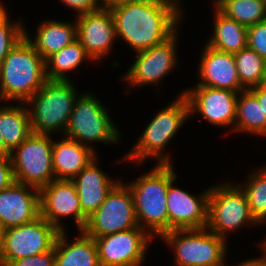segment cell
Listing matches in <instances>:
<instances>
[{
    "instance_id": "6da1fadb",
    "label": "cell",
    "mask_w": 266,
    "mask_h": 266,
    "mask_svg": "<svg viewBox=\"0 0 266 266\" xmlns=\"http://www.w3.org/2000/svg\"><path fill=\"white\" fill-rule=\"evenodd\" d=\"M177 0H134L111 9L116 38L122 37L137 52L173 36L180 22Z\"/></svg>"
},
{
    "instance_id": "7a4b0ae2",
    "label": "cell",
    "mask_w": 266,
    "mask_h": 266,
    "mask_svg": "<svg viewBox=\"0 0 266 266\" xmlns=\"http://www.w3.org/2000/svg\"><path fill=\"white\" fill-rule=\"evenodd\" d=\"M46 80L45 60L24 36L0 65V100L26 104Z\"/></svg>"
},
{
    "instance_id": "3957f363",
    "label": "cell",
    "mask_w": 266,
    "mask_h": 266,
    "mask_svg": "<svg viewBox=\"0 0 266 266\" xmlns=\"http://www.w3.org/2000/svg\"><path fill=\"white\" fill-rule=\"evenodd\" d=\"M127 186L133 196L139 227L145 230L146 226L150 235L161 238L168 232V164L157 163L151 171Z\"/></svg>"
},
{
    "instance_id": "277c9868",
    "label": "cell",
    "mask_w": 266,
    "mask_h": 266,
    "mask_svg": "<svg viewBox=\"0 0 266 266\" xmlns=\"http://www.w3.org/2000/svg\"><path fill=\"white\" fill-rule=\"evenodd\" d=\"M71 80H46L26 103L32 133L50 135L68 126L75 101L79 96ZM32 111V112H30Z\"/></svg>"
},
{
    "instance_id": "5b68a950",
    "label": "cell",
    "mask_w": 266,
    "mask_h": 266,
    "mask_svg": "<svg viewBox=\"0 0 266 266\" xmlns=\"http://www.w3.org/2000/svg\"><path fill=\"white\" fill-rule=\"evenodd\" d=\"M189 115V104L182 93L151 120L133 150L123 160H136L139 165L144 159L154 157L159 160L158 164H171L169 156L161 152Z\"/></svg>"
},
{
    "instance_id": "8992f818",
    "label": "cell",
    "mask_w": 266,
    "mask_h": 266,
    "mask_svg": "<svg viewBox=\"0 0 266 266\" xmlns=\"http://www.w3.org/2000/svg\"><path fill=\"white\" fill-rule=\"evenodd\" d=\"M161 237L173 245L177 266H224L226 240L207 227L175 229Z\"/></svg>"
},
{
    "instance_id": "52a82bcc",
    "label": "cell",
    "mask_w": 266,
    "mask_h": 266,
    "mask_svg": "<svg viewBox=\"0 0 266 266\" xmlns=\"http://www.w3.org/2000/svg\"><path fill=\"white\" fill-rule=\"evenodd\" d=\"M52 148L49 135L31 133L10 155L15 182L40 189L55 179Z\"/></svg>"
},
{
    "instance_id": "ba28073f",
    "label": "cell",
    "mask_w": 266,
    "mask_h": 266,
    "mask_svg": "<svg viewBox=\"0 0 266 266\" xmlns=\"http://www.w3.org/2000/svg\"><path fill=\"white\" fill-rule=\"evenodd\" d=\"M65 134L84 145H88V141L115 143L120 138L107 110L89 93L80 95L75 101Z\"/></svg>"
},
{
    "instance_id": "9c48e42d",
    "label": "cell",
    "mask_w": 266,
    "mask_h": 266,
    "mask_svg": "<svg viewBox=\"0 0 266 266\" xmlns=\"http://www.w3.org/2000/svg\"><path fill=\"white\" fill-rule=\"evenodd\" d=\"M258 223L252 216L242 187L223 184L210 188L207 228L226 239V232L239 229L245 223Z\"/></svg>"
},
{
    "instance_id": "30bf717a",
    "label": "cell",
    "mask_w": 266,
    "mask_h": 266,
    "mask_svg": "<svg viewBox=\"0 0 266 266\" xmlns=\"http://www.w3.org/2000/svg\"><path fill=\"white\" fill-rule=\"evenodd\" d=\"M60 230L42 216L20 226L5 229L0 252L3 266L11 261L51 251Z\"/></svg>"
},
{
    "instance_id": "8fae6325",
    "label": "cell",
    "mask_w": 266,
    "mask_h": 266,
    "mask_svg": "<svg viewBox=\"0 0 266 266\" xmlns=\"http://www.w3.org/2000/svg\"><path fill=\"white\" fill-rule=\"evenodd\" d=\"M137 227L132 193L127 185L119 182L99 208L87 218L82 231L89 237L98 238Z\"/></svg>"
},
{
    "instance_id": "7c38bea8",
    "label": "cell",
    "mask_w": 266,
    "mask_h": 266,
    "mask_svg": "<svg viewBox=\"0 0 266 266\" xmlns=\"http://www.w3.org/2000/svg\"><path fill=\"white\" fill-rule=\"evenodd\" d=\"M143 228H130L94 238L101 266H141L152 235ZM149 240V241H148Z\"/></svg>"
},
{
    "instance_id": "4fadbf2b",
    "label": "cell",
    "mask_w": 266,
    "mask_h": 266,
    "mask_svg": "<svg viewBox=\"0 0 266 266\" xmlns=\"http://www.w3.org/2000/svg\"><path fill=\"white\" fill-rule=\"evenodd\" d=\"M176 177L172 164H168V232L175 229L207 227L210 188L201 196L195 197L173 186Z\"/></svg>"
},
{
    "instance_id": "5bb4252c",
    "label": "cell",
    "mask_w": 266,
    "mask_h": 266,
    "mask_svg": "<svg viewBox=\"0 0 266 266\" xmlns=\"http://www.w3.org/2000/svg\"><path fill=\"white\" fill-rule=\"evenodd\" d=\"M40 216L58 230L64 231L60 218L74 216L80 231L86 225L87 218L82 214L76 187L72 180L53 179L39 189Z\"/></svg>"
},
{
    "instance_id": "9a60e30c",
    "label": "cell",
    "mask_w": 266,
    "mask_h": 266,
    "mask_svg": "<svg viewBox=\"0 0 266 266\" xmlns=\"http://www.w3.org/2000/svg\"><path fill=\"white\" fill-rule=\"evenodd\" d=\"M183 95L188 101L190 115L198 111L216 126L235 124L238 92L197 85Z\"/></svg>"
},
{
    "instance_id": "2e32d148",
    "label": "cell",
    "mask_w": 266,
    "mask_h": 266,
    "mask_svg": "<svg viewBox=\"0 0 266 266\" xmlns=\"http://www.w3.org/2000/svg\"><path fill=\"white\" fill-rule=\"evenodd\" d=\"M176 33L163 43L137 52L135 63L124 75L131 86L158 83L177 64Z\"/></svg>"
},
{
    "instance_id": "e0dca14e",
    "label": "cell",
    "mask_w": 266,
    "mask_h": 266,
    "mask_svg": "<svg viewBox=\"0 0 266 266\" xmlns=\"http://www.w3.org/2000/svg\"><path fill=\"white\" fill-rule=\"evenodd\" d=\"M77 39L90 60H99L108 54L116 38L115 24L110 10H98L78 15Z\"/></svg>"
},
{
    "instance_id": "ac0fdd59",
    "label": "cell",
    "mask_w": 266,
    "mask_h": 266,
    "mask_svg": "<svg viewBox=\"0 0 266 266\" xmlns=\"http://www.w3.org/2000/svg\"><path fill=\"white\" fill-rule=\"evenodd\" d=\"M39 216V189L14 182L0 191V224L4 230L29 223Z\"/></svg>"
},
{
    "instance_id": "d6986e66",
    "label": "cell",
    "mask_w": 266,
    "mask_h": 266,
    "mask_svg": "<svg viewBox=\"0 0 266 266\" xmlns=\"http://www.w3.org/2000/svg\"><path fill=\"white\" fill-rule=\"evenodd\" d=\"M199 67L201 82L196 85L238 93L245 90L238 77L234 54L218 51L206 44Z\"/></svg>"
},
{
    "instance_id": "ffe728a7",
    "label": "cell",
    "mask_w": 266,
    "mask_h": 266,
    "mask_svg": "<svg viewBox=\"0 0 266 266\" xmlns=\"http://www.w3.org/2000/svg\"><path fill=\"white\" fill-rule=\"evenodd\" d=\"M72 182L76 187L82 214L88 218L120 181H111L97 167L95 158L72 179Z\"/></svg>"
},
{
    "instance_id": "44dd1931",
    "label": "cell",
    "mask_w": 266,
    "mask_h": 266,
    "mask_svg": "<svg viewBox=\"0 0 266 266\" xmlns=\"http://www.w3.org/2000/svg\"><path fill=\"white\" fill-rule=\"evenodd\" d=\"M92 146L64 138L53 141L52 162L55 179L72 180L95 156Z\"/></svg>"
},
{
    "instance_id": "7402d4cb",
    "label": "cell",
    "mask_w": 266,
    "mask_h": 266,
    "mask_svg": "<svg viewBox=\"0 0 266 266\" xmlns=\"http://www.w3.org/2000/svg\"><path fill=\"white\" fill-rule=\"evenodd\" d=\"M80 233L68 245L65 231L59 232L54 244L55 266H101L94 238Z\"/></svg>"
},
{
    "instance_id": "603a6c76",
    "label": "cell",
    "mask_w": 266,
    "mask_h": 266,
    "mask_svg": "<svg viewBox=\"0 0 266 266\" xmlns=\"http://www.w3.org/2000/svg\"><path fill=\"white\" fill-rule=\"evenodd\" d=\"M24 36L46 60L77 39V24L76 21L71 24L63 21H44L38 27L35 40H31L26 31H24Z\"/></svg>"
},
{
    "instance_id": "cb8c5ba5",
    "label": "cell",
    "mask_w": 266,
    "mask_h": 266,
    "mask_svg": "<svg viewBox=\"0 0 266 266\" xmlns=\"http://www.w3.org/2000/svg\"><path fill=\"white\" fill-rule=\"evenodd\" d=\"M214 33L208 46L222 52L236 54L247 47V27L226 17L216 7Z\"/></svg>"
},
{
    "instance_id": "d4e9b609",
    "label": "cell",
    "mask_w": 266,
    "mask_h": 266,
    "mask_svg": "<svg viewBox=\"0 0 266 266\" xmlns=\"http://www.w3.org/2000/svg\"><path fill=\"white\" fill-rule=\"evenodd\" d=\"M21 106L9 105L0 108V133L5 146L11 152L32 133L29 111Z\"/></svg>"
},
{
    "instance_id": "484cf974",
    "label": "cell",
    "mask_w": 266,
    "mask_h": 266,
    "mask_svg": "<svg viewBox=\"0 0 266 266\" xmlns=\"http://www.w3.org/2000/svg\"><path fill=\"white\" fill-rule=\"evenodd\" d=\"M237 97L236 119L233 125L236 131L266 135V114L257 98L249 91L243 90Z\"/></svg>"
},
{
    "instance_id": "4316f807",
    "label": "cell",
    "mask_w": 266,
    "mask_h": 266,
    "mask_svg": "<svg viewBox=\"0 0 266 266\" xmlns=\"http://www.w3.org/2000/svg\"><path fill=\"white\" fill-rule=\"evenodd\" d=\"M86 58L90 59L85 48L76 39L45 60L46 78L48 80H70L66 73L78 68Z\"/></svg>"
},
{
    "instance_id": "83f0119b",
    "label": "cell",
    "mask_w": 266,
    "mask_h": 266,
    "mask_svg": "<svg viewBox=\"0 0 266 266\" xmlns=\"http://www.w3.org/2000/svg\"><path fill=\"white\" fill-rule=\"evenodd\" d=\"M215 7L226 17L246 27L266 21L264 0H216Z\"/></svg>"
},
{
    "instance_id": "f1b7e54d",
    "label": "cell",
    "mask_w": 266,
    "mask_h": 266,
    "mask_svg": "<svg viewBox=\"0 0 266 266\" xmlns=\"http://www.w3.org/2000/svg\"><path fill=\"white\" fill-rule=\"evenodd\" d=\"M238 77L242 87L248 90L261 85L266 61L248 46L234 54Z\"/></svg>"
},
{
    "instance_id": "f546056e",
    "label": "cell",
    "mask_w": 266,
    "mask_h": 266,
    "mask_svg": "<svg viewBox=\"0 0 266 266\" xmlns=\"http://www.w3.org/2000/svg\"><path fill=\"white\" fill-rule=\"evenodd\" d=\"M242 190L255 220L259 224L266 221V167L250 175Z\"/></svg>"
},
{
    "instance_id": "4dcf8cb0",
    "label": "cell",
    "mask_w": 266,
    "mask_h": 266,
    "mask_svg": "<svg viewBox=\"0 0 266 266\" xmlns=\"http://www.w3.org/2000/svg\"><path fill=\"white\" fill-rule=\"evenodd\" d=\"M13 23L9 21L8 16L0 23V65L15 44L24 37L22 24Z\"/></svg>"
},
{
    "instance_id": "1f68e13d",
    "label": "cell",
    "mask_w": 266,
    "mask_h": 266,
    "mask_svg": "<svg viewBox=\"0 0 266 266\" xmlns=\"http://www.w3.org/2000/svg\"><path fill=\"white\" fill-rule=\"evenodd\" d=\"M247 46L266 61V21L247 27Z\"/></svg>"
},
{
    "instance_id": "d6a6232c",
    "label": "cell",
    "mask_w": 266,
    "mask_h": 266,
    "mask_svg": "<svg viewBox=\"0 0 266 266\" xmlns=\"http://www.w3.org/2000/svg\"><path fill=\"white\" fill-rule=\"evenodd\" d=\"M7 266H55L54 248L39 255L11 261Z\"/></svg>"
},
{
    "instance_id": "836d02e7",
    "label": "cell",
    "mask_w": 266,
    "mask_h": 266,
    "mask_svg": "<svg viewBox=\"0 0 266 266\" xmlns=\"http://www.w3.org/2000/svg\"><path fill=\"white\" fill-rule=\"evenodd\" d=\"M14 182L11 158L0 156V191L10 187Z\"/></svg>"
},
{
    "instance_id": "e575fe53",
    "label": "cell",
    "mask_w": 266,
    "mask_h": 266,
    "mask_svg": "<svg viewBox=\"0 0 266 266\" xmlns=\"http://www.w3.org/2000/svg\"><path fill=\"white\" fill-rule=\"evenodd\" d=\"M73 10H77L78 15L100 10L97 0H60Z\"/></svg>"
},
{
    "instance_id": "d590c367",
    "label": "cell",
    "mask_w": 266,
    "mask_h": 266,
    "mask_svg": "<svg viewBox=\"0 0 266 266\" xmlns=\"http://www.w3.org/2000/svg\"><path fill=\"white\" fill-rule=\"evenodd\" d=\"M248 90L257 98L258 103L261 104V107L266 114V89L261 85H258Z\"/></svg>"
},
{
    "instance_id": "8d00e7d4",
    "label": "cell",
    "mask_w": 266,
    "mask_h": 266,
    "mask_svg": "<svg viewBox=\"0 0 266 266\" xmlns=\"http://www.w3.org/2000/svg\"><path fill=\"white\" fill-rule=\"evenodd\" d=\"M262 250H264V253L262 258H257V259H250L247 261H243L240 263L239 266H266V241L265 243L261 244Z\"/></svg>"
},
{
    "instance_id": "74e56055",
    "label": "cell",
    "mask_w": 266,
    "mask_h": 266,
    "mask_svg": "<svg viewBox=\"0 0 266 266\" xmlns=\"http://www.w3.org/2000/svg\"><path fill=\"white\" fill-rule=\"evenodd\" d=\"M102 1V4H99V8L101 10H111L115 7H118L120 5H124L128 2L134 1V0H100V2ZM99 2V0H97V3Z\"/></svg>"
},
{
    "instance_id": "f35d334b",
    "label": "cell",
    "mask_w": 266,
    "mask_h": 266,
    "mask_svg": "<svg viewBox=\"0 0 266 266\" xmlns=\"http://www.w3.org/2000/svg\"><path fill=\"white\" fill-rule=\"evenodd\" d=\"M10 155H11V151L5 146V143L0 133V156L10 157Z\"/></svg>"
},
{
    "instance_id": "ab89813d",
    "label": "cell",
    "mask_w": 266,
    "mask_h": 266,
    "mask_svg": "<svg viewBox=\"0 0 266 266\" xmlns=\"http://www.w3.org/2000/svg\"><path fill=\"white\" fill-rule=\"evenodd\" d=\"M7 12L5 8L0 3V23L7 17Z\"/></svg>"
},
{
    "instance_id": "60d3db41",
    "label": "cell",
    "mask_w": 266,
    "mask_h": 266,
    "mask_svg": "<svg viewBox=\"0 0 266 266\" xmlns=\"http://www.w3.org/2000/svg\"><path fill=\"white\" fill-rule=\"evenodd\" d=\"M3 232H4V229L2 228V226L0 224V252L2 249V243H3Z\"/></svg>"
},
{
    "instance_id": "b9f144b4",
    "label": "cell",
    "mask_w": 266,
    "mask_h": 266,
    "mask_svg": "<svg viewBox=\"0 0 266 266\" xmlns=\"http://www.w3.org/2000/svg\"><path fill=\"white\" fill-rule=\"evenodd\" d=\"M261 86L266 89V67H265L264 78H263V81L261 83Z\"/></svg>"
}]
</instances>
